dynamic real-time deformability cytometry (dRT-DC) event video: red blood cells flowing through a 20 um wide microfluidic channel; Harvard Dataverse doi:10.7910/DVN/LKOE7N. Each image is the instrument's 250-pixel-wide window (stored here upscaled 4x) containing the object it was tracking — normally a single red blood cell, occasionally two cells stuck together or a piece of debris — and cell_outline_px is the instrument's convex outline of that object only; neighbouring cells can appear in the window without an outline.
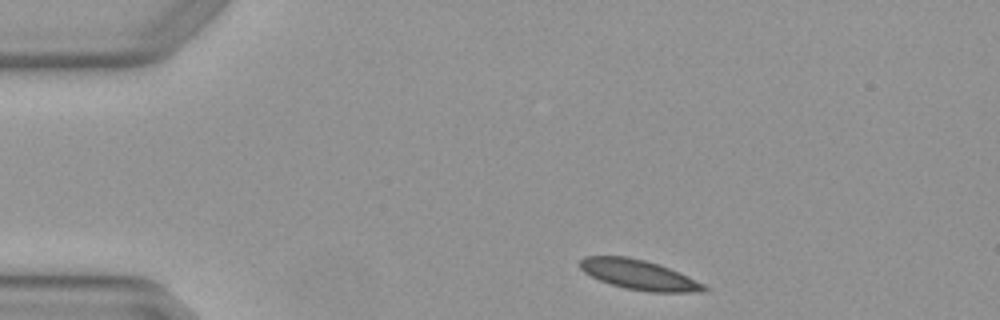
{"species": "Egyptian fruit bat (a non-hibernating species)", "species_latin": "Rousettus aegyptiacus", "temperature_condition": "warm", "stored_images_in_passage": 5, "camera_frame_rate_fps": 3000, "um_per_image_px": 0.085, "animal": {"sex": "female"}, "frame": {"image": 1, "passage_image": 1, "time_ms": 0.0, "image_size_px": [1000, 320], "cell_outline_px": [[708, 288], [692, 292], [652, 292], [624, 288], [600, 280], [584, 272], [580, 268], [580, 260], [584, 256], [628, 256], [644, 260], [668, 268], [688, 276], [704, 284]], "centroid_in_image_um": [54.26, 23.34], "position_along_channel_um": 30.7, "area_um2": 21.15}}
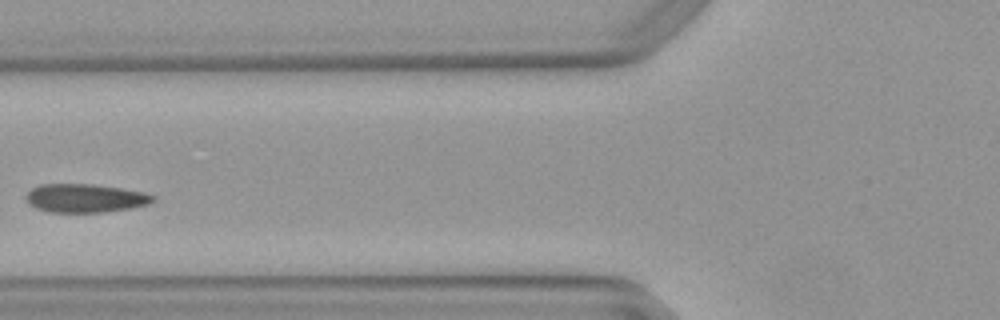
{"frame": {"image": 2, "passage_image": 4, "time_ms": 1.0, "image_size_px": [1000, 320], "cell_outline_px": [[156, 200], [148, 204], [132, 208], [104, 212], [48, 212], [36, 208], [28, 204], [24, 196], [32, 188], [40, 184], [92, 184], [120, 188], [144, 192], [156, 196]], "centroid_in_image_um": [7.24, 16.84], "position_along_channel_um": 118.6, "area_um2": 21.27}}
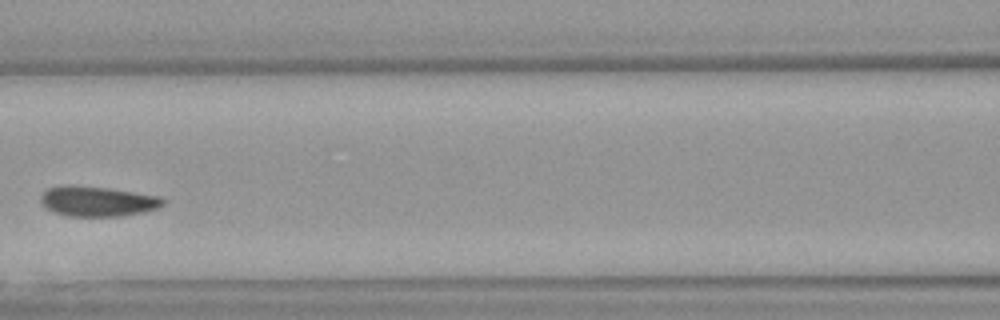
{"frame": {"image": 3, "passage_image": 5, "time_ms": 1.333, "image_size_px": [1000, 320], "cell_outline_px": [[164, 204], [156, 208], [144, 212], [124, 216], [68, 216], [56, 212], [48, 208], [40, 200], [40, 196], [48, 188], [64, 184], [76, 184], [108, 188], [160, 196], [164, 200]], "centroid_in_image_um": [8.29, 17.09], "position_along_channel_um": 158.3, "area_um2": 21.5}}